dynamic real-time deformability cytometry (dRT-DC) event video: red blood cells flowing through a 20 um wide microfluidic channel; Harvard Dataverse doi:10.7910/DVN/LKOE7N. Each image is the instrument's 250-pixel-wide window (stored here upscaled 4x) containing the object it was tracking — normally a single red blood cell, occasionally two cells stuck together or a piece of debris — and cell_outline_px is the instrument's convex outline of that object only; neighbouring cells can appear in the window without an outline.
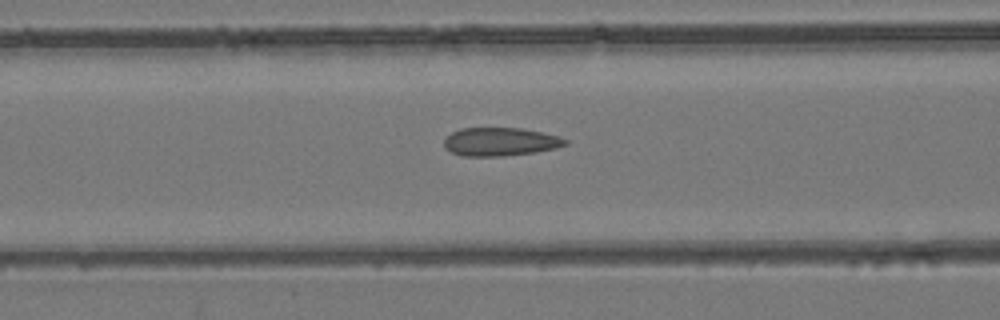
{"species": "common noctule bat (a hibernating species)", "species_latin": "Nyctalus noctula", "temperature_condition": "room temperature", "stored_images_in_passage": 51, "camera_frame_rate_fps": 3000, "um_per_image_px": 0.085, "animal": {"sex": "female", "body_mass_g": 24.6, "forearm_length_mm": 56.2}, "frame": {"image": 1, "passage_image": 22, "time_ms": 7.0, "image_size_px": [1000, 320], "cell_outline_px": [[568, 144], [556, 148], [536, 152], [504, 156], [464, 156], [452, 152], [444, 148], [444, 140], [452, 132], [460, 128], [520, 128], [560, 136], [568, 140]], "centroid_in_image_um": [42.53, 12.05], "position_along_channel_um": 124.1, "area_um2": 20.06}}
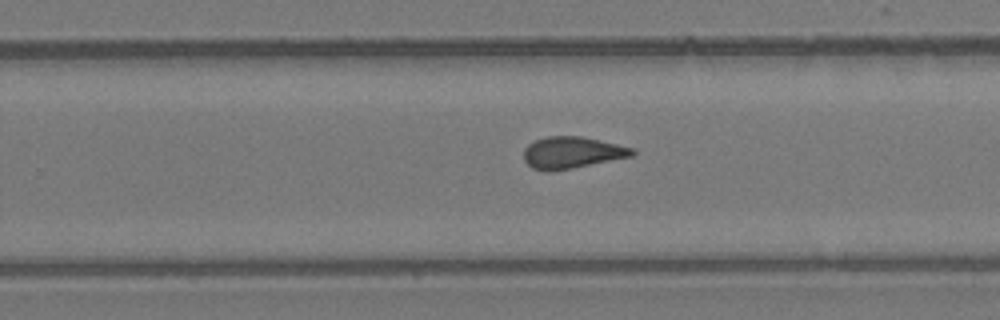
{"frame": {"image": 2, "passage_image": 34, "time_ms": 11.0, "image_size_px": [1000, 320], "cell_outline_px": [[636, 152], [632, 156], [572, 168], [548, 172], [532, 168], [524, 160], [524, 148], [528, 144], [536, 140], [548, 136], [580, 136], [636, 148]], "centroid_in_image_um": [48.62, 12.97], "position_along_channel_um": 281.2, "area_um2": 20.0}}
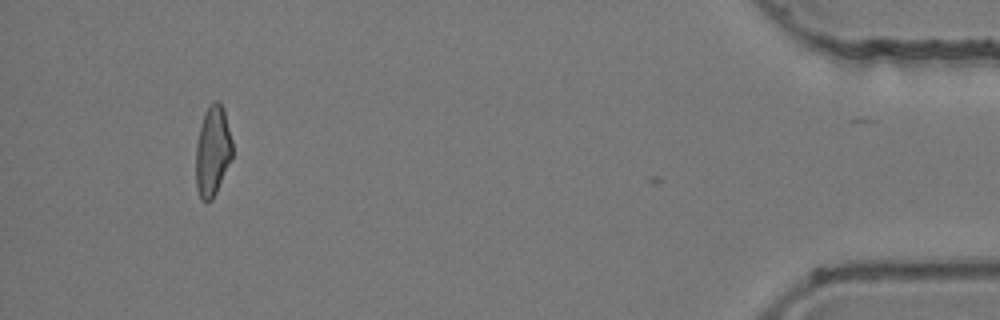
{"frame": {"image": 3, "passage_image": 50, "time_ms": 16.333, "image_size_px": [1000, 320], "cell_outline_px": [[232, 160], [212, 200], [200, 200], [196, 188], [196, 144], [204, 112], [208, 104], [216, 100], [224, 108], [232, 140]], "centroid_in_image_um": [18.08, 12.83], "position_along_channel_um": 417.1, "area_um2": 19.36}, "authors_computed_cell_mechanics": {"area_um2": 20.23, "velocity_mm_per_s": 3.9264, "shape_relaxation_time_tau1_ms": null, "shape_relaxation_time_tau2_ms": 1.9329, "deformation_change_tau1": null, "deformation_change_tau2": 0.086}}